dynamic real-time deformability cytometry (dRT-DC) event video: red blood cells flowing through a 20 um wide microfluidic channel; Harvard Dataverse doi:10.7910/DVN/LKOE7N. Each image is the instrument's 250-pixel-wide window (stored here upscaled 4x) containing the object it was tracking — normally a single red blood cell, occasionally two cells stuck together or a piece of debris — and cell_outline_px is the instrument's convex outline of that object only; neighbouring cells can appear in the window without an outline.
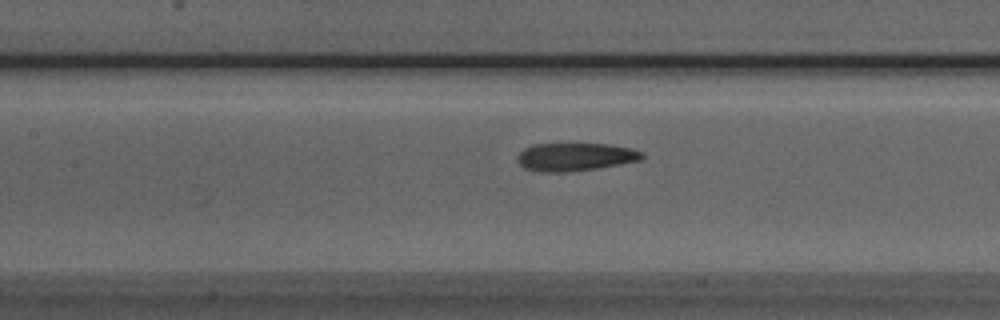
{"species": "Egyptian fruit bat (a non-hibernating species)", "species_latin": "Rousettus aegyptiacus", "temperature_condition": "room temperature", "stored_images_in_passage": 37, "camera_frame_rate_fps": 3000, "um_per_image_px": 0.085, "animal": {"sex": "male"}, "frame": {"image": 1, "passage_image": 13, "time_ms": 4.0, "image_size_px": [1000, 320], "cell_outline_px": [[644, 156], [640, 160], [596, 168], [568, 172], [540, 172], [524, 168], [516, 160], [516, 156], [524, 148], [532, 144], [608, 144], [632, 148], [644, 152]], "centroid_in_image_um": [48.86, 13.33], "position_along_channel_um": 158.5, "area_um2": 20.4}}
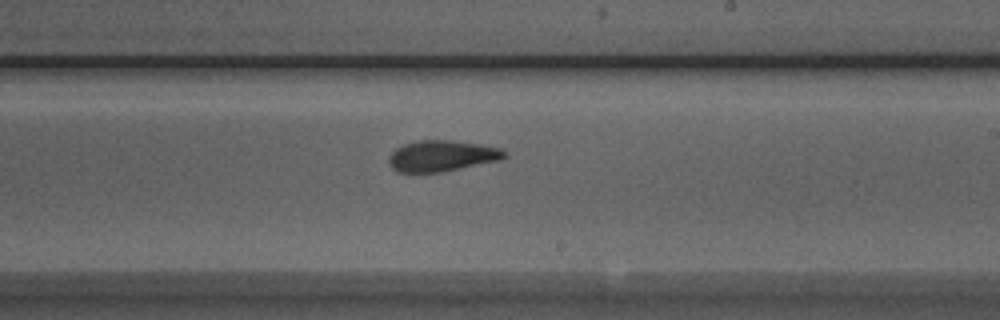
{"frame": {"image": 2, "passage_image": 20, "time_ms": 6.333, "image_size_px": [1000, 320], "cell_outline_px": [[508, 156], [500, 160], [440, 172], [396, 172], [388, 164], [388, 156], [396, 148], [404, 144], [416, 140], [452, 140], [480, 144], [500, 148]], "centroid_in_image_um": [37.52, 13.24], "position_along_channel_um": 251.5, "area_um2": 20.92}}
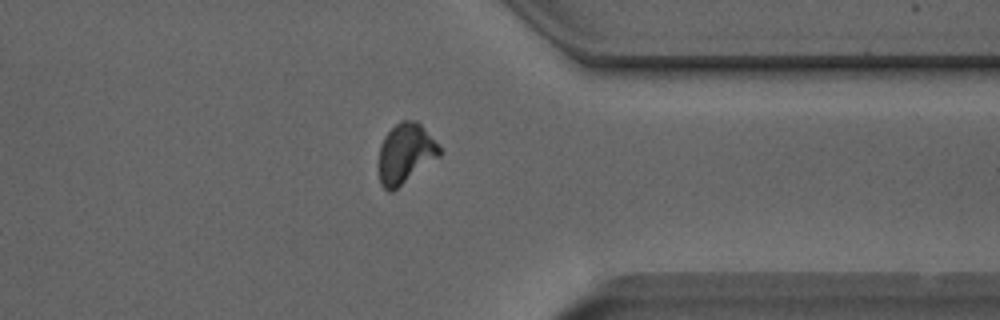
{"frame": {"image": 3, "passage_image": 30, "time_ms": 9.667, "image_size_px": [1000, 320], "cell_outline_px": [[440, 156], [392, 192], [388, 192], [380, 184], [376, 164], [380, 144], [384, 136], [400, 120], [416, 120], [424, 128], [440, 148]], "centroid_in_image_um": [34.39, 13.07], "position_along_channel_um": 377.0, "area_um2": 21.5}, "authors_computed_cell_mechanics": {"area_um2": 21.1548, "velocity_mm_per_s": 3.9933, "shape_relaxation_time_tau1_ms": null, "shape_relaxation_time_tau2_ms": 2.0879, "deformation_change_tau1": null, "deformation_change_tau2": 0.0842}}